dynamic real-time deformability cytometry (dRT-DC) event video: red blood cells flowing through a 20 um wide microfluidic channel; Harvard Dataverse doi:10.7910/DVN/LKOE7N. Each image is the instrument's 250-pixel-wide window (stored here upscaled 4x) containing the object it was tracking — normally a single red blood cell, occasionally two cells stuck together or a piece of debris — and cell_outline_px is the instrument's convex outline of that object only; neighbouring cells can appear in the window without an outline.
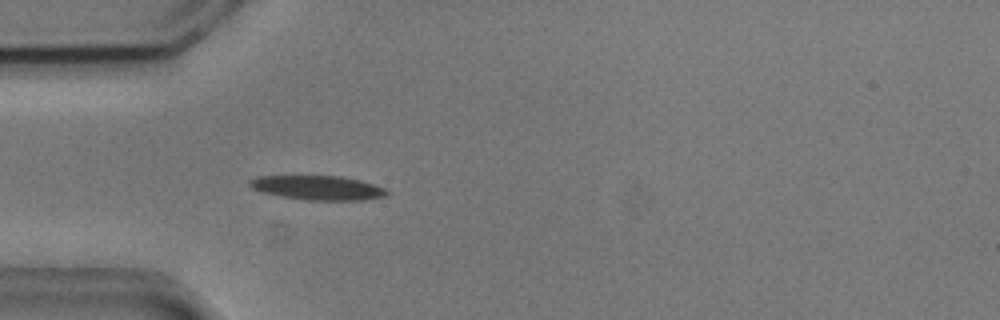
{"species": "common noctule bat (a hibernating species)", "species_latin": "Nyctalus noctula", "temperature_condition": "cold", "stored_images_in_passage": 36, "camera_frame_rate_fps": 3000, "um_per_image_px": 0.085, "animal": {"sex": "male", "body_mass_g": 20.5, "forearm_length_mm": 52.5}, "frame": {"image": 1, "passage_image": 5, "time_ms": 1.333, "image_size_px": [1000, 320], "cell_outline_px": [[388, 196], [364, 200], [304, 200], [280, 196], [264, 192], [252, 188], [248, 184], [248, 180], [256, 176], [340, 176], [360, 180], [384, 188], [388, 192]], "centroid_in_image_um": [27.0, 15.96], "position_along_channel_um": 58.0, "area_um2": 19.42}}
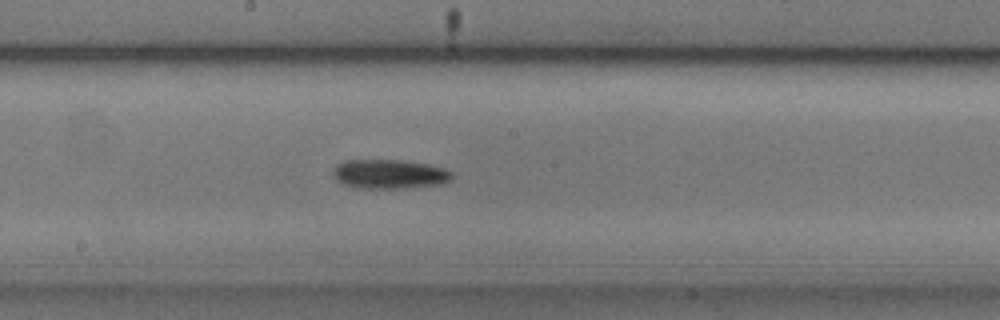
{"frame": {"image": 2, "passage_image": 18, "time_ms": 5.667, "image_size_px": [1000, 320], "cell_outline_px": [[452, 180], [444, 184], [404, 188], [360, 188], [340, 184], [332, 176], [332, 168], [336, 164], [344, 160], [400, 160], [428, 164], [444, 168], [452, 172]], "centroid_in_image_um": [33.07, 14.8], "position_along_channel_um": 215.1, "area_um2": 20.63}}
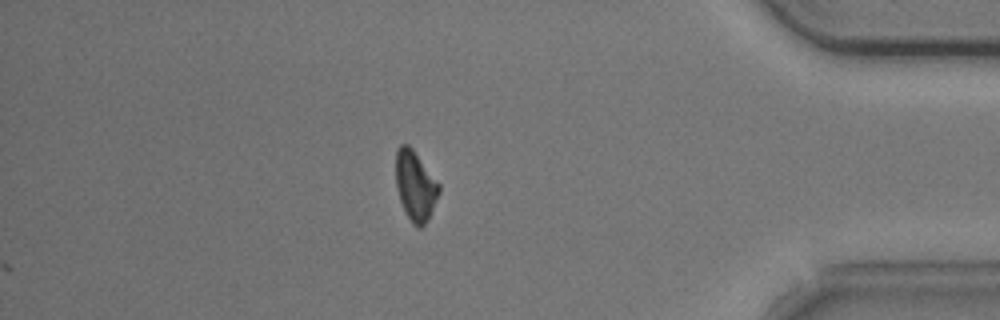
{"frame": {"image": 3, "passage_image": 36, "time_ms": 11.667, "image_size_px": [1000, 320], "cell_outline_px": [[440, 192], [428, 220], [420, 228], [416, 228], [412, 224], [400, 200], [396, 184], [396, 148], [400, 144], [408, 144], [412, 148], [440, 184]], "centroid_in_image_um": [35.31, 15.78], "position_along_channel_um": 399.9, "area_um2": 17.51}, "authors_computed_cell_mechanics": {"area_um2": 19.2185, "velocity_mm_per_s": 3.6884, "shape_relaxation_time_tau1_ms": 2.1786, "shape_relaxation_time_tau2_ms": null, "deformation_change_tau1": 0.1412, "deformation_change_tau2": null}}